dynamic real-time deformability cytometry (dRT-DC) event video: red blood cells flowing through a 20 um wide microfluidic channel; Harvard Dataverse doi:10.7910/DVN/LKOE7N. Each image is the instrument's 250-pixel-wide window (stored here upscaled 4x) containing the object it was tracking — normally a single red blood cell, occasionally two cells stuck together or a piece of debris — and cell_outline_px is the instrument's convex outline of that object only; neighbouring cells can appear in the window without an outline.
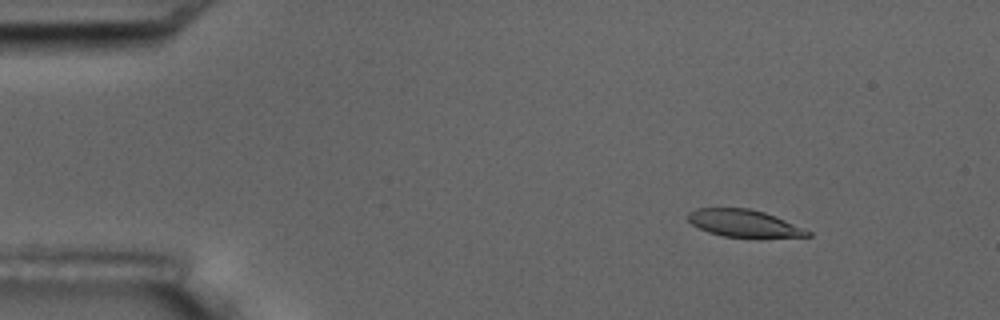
{"species": "common noctule bat (a hibernating species)", "species_latin": "Nyctalus noctula", "temperature_condition": "room temperature", "stored_images_in_passage": 9, "camera_frame_rate_fps": 3000, "um_per_image_px": 0.085, "animal": {"sex": "male", "body_mass_g": 17.5, "forearm_length_mm": 52.3}, "frame": {"image": 1, "passage_image": 3, "time_ms": 2.333, "image_size_px": [1000, 320], "cell_outline_px": [[812, 236], [724, 236], [708, 232], [692, 224], [684, 216], [688, 212], [696, 208], [748, 208], [764, 212], [776, 216], [812, 232]], "centroid_in_image_um": [63.16, 18.95], "position_along_channel_um": 21.8, "area_um2": 18.61}}
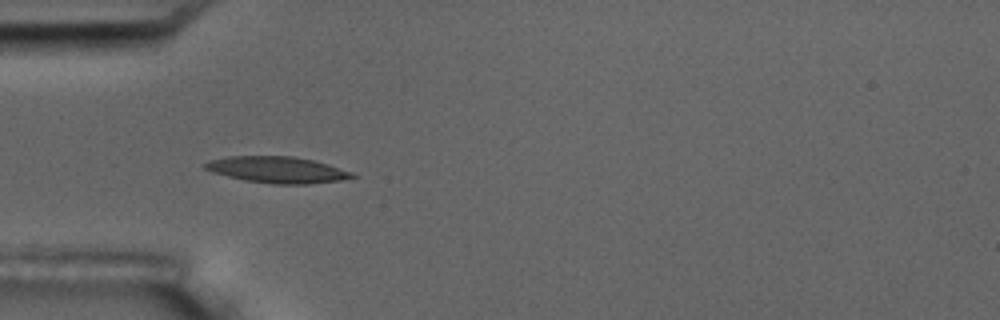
{"frame": {"image": 2, "passage_image": 6, "time_ms": 5.667, "image_size_px": [1000, 320], "cell_outline_px": [[356, 176], [340, 180], [308, 184], [272, 184], [244, 180], [212, 172], [204, 168], [200, 164], [208, 160], [228, 156], [292, 156], [312, 160], [328, 164], [352, 172]], "centroid_in_image_um": [23.5, 14.42], "position_along_channel_um": 61.5, "area_um2": 22.6}}
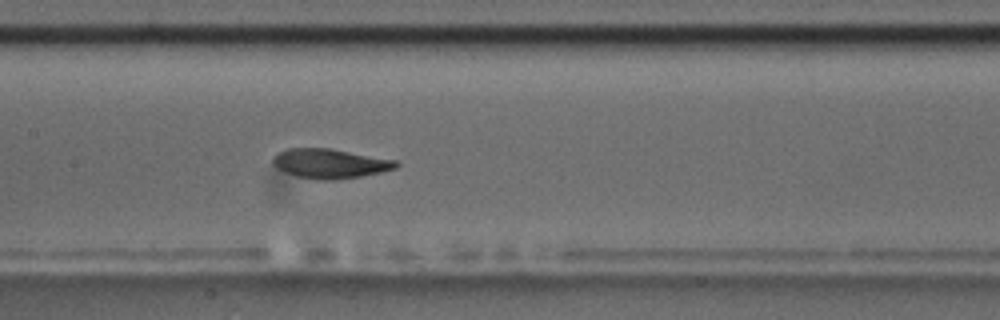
{"frame": {"image": 3, "passage_image": 9, "time_ms": 9.0, "image_size_px": [1000, 320], "cell_outline_px": [[400, 164], [396, 168], [380, 172], [360, 176], [336, 180], [316, 180], [296, 176], [284, 172], [276, 168], [272, 164], [272, 156], [276, 152], [284, 148], [328, 148], [396, 160]], "centroid_in_image_um": [27.97, 13.9], "position_along_channel_um": 179.4, "area_um2": 21.39}}